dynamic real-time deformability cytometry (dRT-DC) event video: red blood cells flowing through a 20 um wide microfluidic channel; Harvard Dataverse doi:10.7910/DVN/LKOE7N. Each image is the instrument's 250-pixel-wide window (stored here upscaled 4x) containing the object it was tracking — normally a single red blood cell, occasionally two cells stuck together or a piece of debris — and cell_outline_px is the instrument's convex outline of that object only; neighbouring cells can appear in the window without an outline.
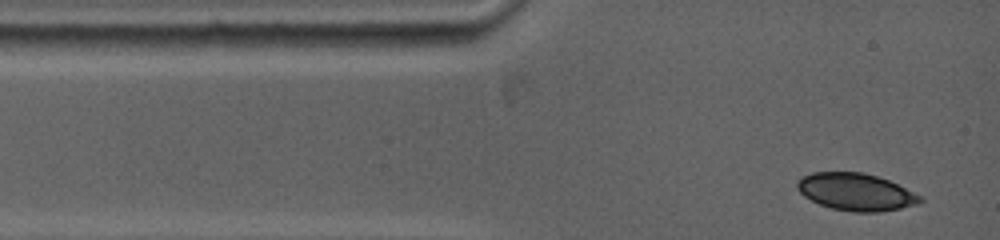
{"species": "common noctule bat (a hibernating species)", "species_latin": "Nyctalus noctula", "temperature_condition": "warm", "stored_images_in_passage": 4, "camera_frame_rate_fps": 5000, "um_per_image_px": 0.085, "animal": {"sex": "female", "body_mass_g": 19.0, "forearm_length_mm": 53.3}, "frame": {"image": 1, "passage_image": 1, "time_ms": 0.0, "image_size_px": [1000, 240], "cell_outline_px": [[924, 200], [920, 204], [880, 212], [852, 212], [832, 208], [820, 204], [804, 196], [796, 188], [796, 180], [800, 176], [812, 172], [864, 172], [888, 180], [924, 196]], "centroid_in_image_um": [72.76, 16.31], "position_along_channel_um": 12.2, "area_um2": 26.99}}
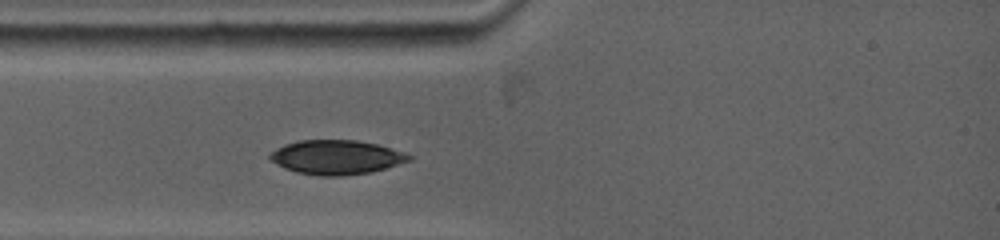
{"frame": {"image": 2, "passage_image": 4, "time_ms": 2.0, "image_size_px": [1000, 240], "cell_outline_px": [[412, 160], [372, 172], [340, 176], [320, 176], [296, 172], [284, 168], [272, 160], [268, 156], [276, 148], [284, 144], [300, 140], [356, 140], [376, 144], [404, 152], [412, 156]], "centroid_in_image_um": [28.59, 13.37], "position_along_channel_um": 56.4, "area_um2": 27.69}}